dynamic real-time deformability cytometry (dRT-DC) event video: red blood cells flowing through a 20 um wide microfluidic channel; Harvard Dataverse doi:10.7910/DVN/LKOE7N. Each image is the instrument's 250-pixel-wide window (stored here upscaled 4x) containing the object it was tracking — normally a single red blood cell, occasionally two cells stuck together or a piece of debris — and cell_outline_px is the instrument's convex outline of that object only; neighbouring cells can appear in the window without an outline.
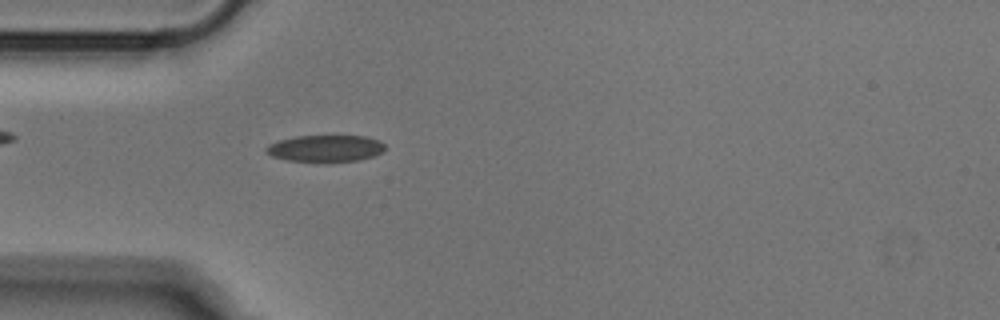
{"species": "Egyptian fruit bat (a non-hibernating species)", "species_latin": "Rousettus aegyptiacus", "temperature_condition": "cold", "stored_images_in_passage": 51, "camera_frame_rate_fps": 3000, "um_per_image_px": 0.085, "animal": {"sex": "male"}, "frame": {"image": 1, "passage_image": 14, "time_ms": 4.333, "image_size_px": [1000, 320], "cell_outline_px": [[384, 152], [360, 160], [328, 164], [288, 160], [272, 156], [264, 152], [264, 148], [268, 144], [280, 140], [296, 136], [364, 136], [380, 140], [384, 144]], "centroid_in_image_um": [27.66, 12.65], "position_along_channel_um": 57.3, "area_um2": 19.13}}
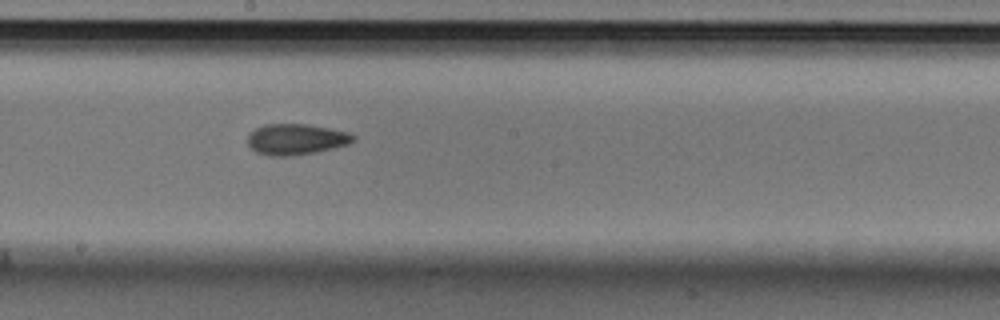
{"frame": {"image": 2, "passage_image": 27, "time_ms": 8.667, "image_size_px": [1000, 320], "cell_outline_px": [[356, 140], [348, 144], [316, 152], [292, 156], [268, 156], [256, 152], [248, 144], [248, 136], [256, 128], [264, 124], [308, 124], [348, 132], [356, 136]], "centroid_in_image_um": [25.17, 11.84], "position_along_channel_um": 223.0, "area_um2": 19.02}}
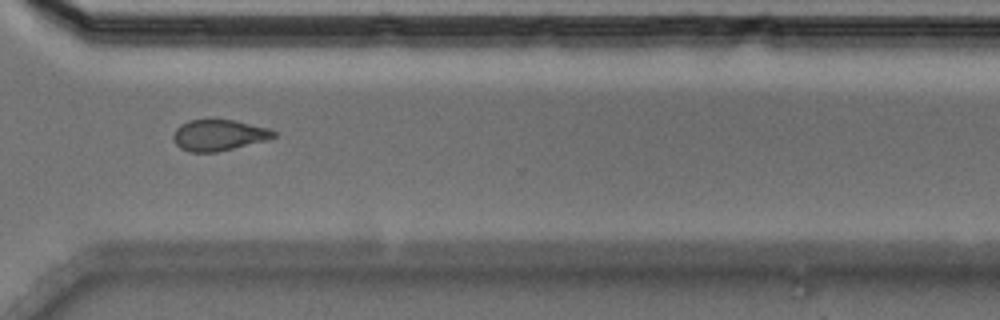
{"frame": {"image": 3, "passage_image": 37, "time_ms": 12.0, "image_size_px": [1000, 320], "cell_outline_px": [[276, 136], [268, 140], [216, 152], [188, 152], [180, 148], [176, 144], [172, 136], [176, 128], [180, 124], [188, 120], [232, 120], [268, 128], [276, 132]], "centroid_in_image_um": [18.57, 11.49], "position_along_channel_um": 352.0, "area_um2": 18.09}}